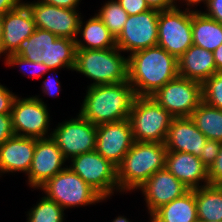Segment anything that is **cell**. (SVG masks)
Segmentation results:
<instances>
[{
  "label": "cell",
  "mask_w": 222,
  "mask_h": 222,
  "mask_svg": "<svg viewBox=\"0 0 222 222\" xmlns=\"http://www.w3.org/2000/svg\"><path fill=\"white\" fill-rule=\"evenodd\" d=\"M178 75V59L159 46L128 55V81L136 96H151Z\"/></svg>",
  "instance_id": "obj_1"
},
{
  "label": "cell",
  "mask_w": 222,
  "mask_h": 222,
  "mask_svg": "<svg viewBox=\"0 0 222 222\" xmlns=\"http://www.w3.org/2000/svg\"><path fill=\"white\" fill-rule=\"evenodd\" d=\"M135 98L129 81L89 86L78 114L95 125L129 119Z\"/></svg>",
  "instance_id": "obj_2"
},
{
  "label": "cell",
  "mask_w": 222,
  "mask_h": 222,
  "mask_svg": "<svg viewBox=\"0 0 222 222\" xmlns=\"http://www.w3.org/2000/svg\"><path fill=\"white\" fill-rule=\"evenodd\" d=\"M165 143L135 141L117 166L120 192L138 189L151 175L165 168Z\"/></svg>",
  "instance_id": "obj_3"
},
{
  "label": "cell",
  "mask_w": 222,
  "mask_h": 222,
  "mask_svg": "<svg viewBox=\"0 0 222 222\" xmlns=\"http://www.w3.org/2000/svg\"><path fill=\"white\" fill-rule=\"evenodd\" d=\"M76 41L57 37L50 31L36 28L13 53L34 62H41L51 71L57 68L73 70L76 58Z\"/></svg>",
  "instance_id": "obj_4"
},
{
  "label": "cell",
  "mask_w": 222,
  "mask_h": 222,
  "mask_svg": "<svg viewBox=\"0 0 222 222\" xmlns=\"http://www.w3.org/2000/svg\"><path fill=\"white\" fill-rule=\"evenodd\" d=\"M119 48L77 49L74 71L94 82L90 86L128 81V57Z\"/></svg>",
  "instance_id": "obj_5"
},
{
  "label": "cell",
  "mask_w": 222,
  "mask_h": 222,
  "mask_svg": "<svg viewBox=\"0 0 222 222\" xmlns=\"http://www.w3.org/2000/svg\"><path fill=\"white\" fill-rule=\"evenodd\" d=\"M173 118L151 96H136L129 115L134 141L165 143Z\"/></svg>",
  "instance_id": "obj_6"
},
{
  "label": "cell",
  "mask_w": 222,
  "mask_h": 222,
  "mask_svg": "<svg viewBox=\"0 0 222 222\" xmlns=\"http://www.w3.org/2000/svg\"><path fill=\"white\" fill-rule=\"evenodd\" d=\"M39 189L64 210L69 207L92 205L105 200L68 166L49 179Z\"/></svg>",
  "instance_id": "obj_7"
},
{
  "label": "cell",
  "mask_w": 222,
  "mask_h": 222,
  "mask_svg": "<svg viewBox=\"0 0 222 222\" xmlns=\"http://www.w3.org/2000/svg\"><path fill=\"white\" fill-rule=\"evenodd\" d=\"M193 45L192 10L181 11L178 7L160 11L157 46L180 58Z\"/></svg>",
  "instance_id": "obj_8"
},
{
  "label": "cell",
  "mask_w": 222,
  "mask_h": 222,
  "mask_svg": "<svg viewBox=\"0 0 222 222\" xmlns=\"http://www.w3.org/2000/svg\"><path fill=\"white\" fill-rule=\"evenodd\" d=\"M151 97L174 118L190 117L202 102V83L178 75Z\"/></svg>",
  "instance_id": "obj_9"
},
{
  "label": "cell",
  "mask_w": 222,
  "mask_h": 222,
  "mask_svg": "<svg viewBox=\"0 0 222 222\" xmlns=\"http://www.w3.org/2000/svg\"><path fill=\"white\" fill-rule=\"evenodd\" d=\"M69 168L78 174L104 199L119 191L117 166L106 160L96 150L82 153L70 159Z\"/></svg>",
  "instance_id": "obj_10"
},
{
  "label": "cell",
  "mask_w": 222,
  "mask_h": 222,
  "mask_svg": "<svg viewBox=\"0 0 222 222\" xmlns=\"http://www.w3.org/2000/svg\"><path fill=\"white\" fill-rule=\"evenodd\" d=\"M50 136L66 160L96 148L97 125L77 115L53 129Z\"/></svg>",
  "instance_id": "obj_11"
},
{
  "label": "cell",
  "mask_w": 222,
  "mask_h": 222,
  "mask_svg": "<svg viewBox=\"0 0 222 222\" xmlns=\"http://www.w3.org/2000/svg\"><path fill=\"white\" fill-rule=\"evenodd\" d=\"M42 100L38 96L15 97L10 113L14 135L36 139L51 137L47 135L50 116Z\"/></svg>",
  "instance_id": "obj_12"
},
{
  "label": "cell",
  "mask_w": 222,
  "mask_h": 222,
  "mask_svg": "<svg viewBox=\"0 0 222 222\" xmlns=\"http://www.w3.org/2000/svg\"><path fill=\"white\" fill-rule=\"evenodd\" d=\"M159 10L150 9L129 15L124 28L116 38V47L130 52L157 46Z\"/></svg>",
  "instance_id": "obj_13"
},
{
  "label": "cell",
  "mask_w": 222,
  "mask_h": 222,
  "mask_svg": "<svg viewBox=\"0 0 222 222\" xmlns=\"http://www.w3.org/2000/svg\"><path fill=\"white\" fill-rule=\"evenodd\" d=\"M24 4L31 12L36 28L50 31L60 38L77 39L81 20L77 9L60 8L39 0Z\"/></svg>",
  "instance_id": "obj_14"
},
{
  "label": "cell",
  "mask_w": 222,
  "mask_h": 222,
  "mask_svg": "<svg viewBox=\"0 0 222 222\" xmlns=\"http://www.w3.org/2000/svg\"><path fill=\"white\" fill-rule=\"evenodd\" d=\"M129 119L97 125L95 150L118 166L134 143Z\"/></svg>",
  "instance_id": "obj_15"
},
{
  "label": "cell",
  "mask_w": 222,
  "mask_h": 222,
  "mask_svg": "<svg viewBox=\"0 0 222 222\" xmlns=\"http://www.w3.org/2000/svg\"><path fill=\"white\" fill-rule=\"evenodd\" d=\"M65 157L51 137L36 139L33 160L28 172V183L32 188L41 187L65 167Z\"/></svg>",
  "instance_id": "obj_16"
},
{
  "label": "cell",
  "mask_w": 222,
  "mask_h": 222,
  "mask_svg": "<svg viewBox=\"0 0 222 222\" xmlns=\"http://www.w3.org/2000/svg\"><path fill=\"white\" fill-rule=\"evenodd\" d=\"M145 196L150 216L161 206L183 196L190 189L166 168L151 175L139 188Z\"/></svg>",
  "instance_id": "obj_17"
},
{
  "label": "cell",
  "mask_w": 222,
  "mask_h": 222,
  "mask_svg": "<svg viewBox=\"0 0 222 222\" xmlns=\"http://www.w3.org/2000/svg\"><path fill=\"white\" fill-rule=\"evenodd\" d=\"M35 30L34 19L24 3L20 7L5 13L3 15V35L0 39L1 53L5 55L13 54L20 43L29 38Z\"/></svg>",
  "instance_id": "obj_18"
},
{
  "label": "cell",
  "mask_w": 222,
  "mask_h": 222,
  "mask_svg": "<svg viewBox=\"0 0 222 222\" xmlns=\"http://www.w3.org/2000/svg\"><path fill=\"white\" fill-rule=\"evenodd\" d=\"M207 140L190 117H181L172 119L165 145L169 152L190 153L200 158Z\"/></svg>",
  "instance_id": "obj_19"
},
{
  "label": "cell",
  "mask_w": 222,
  "mask_h": 222,
  "mask_svg": "<svg viewBox=\"0 0 222 222\" xmlns=\"http://www.w3.org/2000/svg\"><path fill=\"white\" fill-rule=\"evenodd\" d=\"M165 168L190 190L209 185L208 168L193 154L167 151Z\"/></svg>",
  "instance_id": "obj_20"
},
{
  "label": "cell",
  "mask_w": 222,
  "mask_h": 222,
  "mask_svg": "<svg viewBox=\"0 0 222 222\" xmlns=\"http://www.w3.org/2000/svg\"><path fill=\"white\" fill-rule=\"evenodd\" d=\"M36 138L12 136L0 146V174L25 172L33 160Z\"/></svg>",
  "instance_id": "obj_21"
},
{
  "label": "cell",
  "mask_w": 222,
  "mask_h": 222,
  "mask_svg": "<svg viewBox=\"0 0 222 222\" xmlns=\"http://www.w3.org/2000/svg\"><path fill=\"white\" fill-rule=\"evenodd\" d=\"M179 76L203 83L217 73L212 51L192 45L178 58Z\"/></svg>",
  "instance_id": "obj_22"
},
{
  "label": "cell",
  "mask_w": 222,
  "mask_h": 222,
  "mask_svg": "<svg viewBox=\"0 0 222 222\" xmlns=\"http://www.w3.org/2000/svg\"><path fill=\"white\" fill-rule=\"evenodd\" d=\"M150 218L155 222H198L194 189L161 206Z\"/></svg>",
  "instance_id": "obj_23"
},
{
  "label": "cell",
  "mask_w": 222,
  "mask_h": 222,
  "mask_svg": "<svg viewBox=\"0 0 222 222\" xmlns=\"http://www.w3.org/2000/svg\"><path fill=\"white\" fill-rule=\"evenodd\" d=\"M192 39L193 45L213 52L222 44V24L193 10Z\"/></svg>",
  "instance_id": "obj_24"
},
{
  "label": "cell",
  "mask_w": 222,
  "mask_h": 222,
  "mask_svg": "<svg viewBox=\"0 0 222 222\" xmlns=\"http://www.w3.org/2000/svg\"><path fill=\"white\" fill-rule=\"evenodd\" d=\"M82 20L83 18L80 20L78 34L82 35L83 40L78 38L75 40L77 49H109L116 47L115 37L96 14L86 21L85 25H83Z\"/></svg>",
  "instance_id": "obj_25"
},
{
  "label": "cell",
  "mask_w": 222,
  "mask_h": 222,
  "mask_svg": "<svg viewBox=\"0 0 222 222\" xmlns=\"http://www.w3.org/2000/svg\"><path fill=\"white\" fill-rule=\"evenodd\" d=\"M198 221L222 220V185L194 189Z\"/></svg>",
  "instance_id": "obj_26"
},
{
  "label": "cell",
  "mask_w": 222,
  "mask_h": 222,
  "mask_svg": "<svg viewBox=\"0 0 222 222\" xmlns=\"http://www.w3.org/2000/svg\"><path fill=\"white\" fill-rule=\"evenodd\" d=\"M195 126L207 139L222 142V110L201 102L190 115Z\"/></svg>",
  "instance_id": "obj_27"
},
{
  "label": "cell",
  "mask_w": 222,
  "mask_h": 222,
  "mask_svg": "<svg viewBox=\"0 0 222 222\" xmlns=\"http://www.w3.org/2000/svg\"><path fill=\"white\" fill-rule=\"evenodd\" d=\"M96 15L101 19L115 39L122 32L129 16L117 0L107 1Z\"/></svg>",
  "instance_id": "obj_28"
},
{
  "label": "cell",
  "mask_w": 222,
  "mask_h": 222,
  "mask_svg": "<svg viewBox=\"0 0 222 222\" xmlns=\"http://www.w3.org/2000/svg\"><path fill=\"white\" fill-rule=\"evenodd\" d=\"M37 205V206H36ZM28 211L27 222H63L64 209L46 196Z\"/></svg>",
  "instance_id": "obj_29"
},
{
  "label": "cell",
  "mask_w": 222,
  "mask_h": 222,
  "mask_svg": "<svg viewBox=\"0 0 222 222\" xmlns=\"http://www.w3.org/2000/svg\"><path fill=\"white\" fill-rule=\"evenodd\" d=\"M202 101L222 110V72H217L202 83Z\"/></svg>",
  "instance_id": "obj_30"
},
{
  "label": "cell",
  "mask_w": 222,
  "mask_h": 222,
  "mask_svg": "<svg viewBox=\"0 0 222 222\" xmlns=\"http://www.w3.org/2000/svg\"><path fill=\"white\" fill-rule=\"evenodd\" d=\"M6 58V65L8 66H12L14 67V65H19V66H30L32 68L35 67V69L37 68V72H33L30 73L31 76L38 78L39 76H43L44 73H46L47 71H50L51 69L46 66L44 63L41 62H34V61H29L23 57H21L20 55H16V54H9L5 56ZM22 68V67H20ZM29 70V68H28ZM23 71H25L23 69ZM22 71V72H23ZM33 71V70H32ZM35 71V70H34ZM24 73V72H23ZM34 74V75H33Z\"/></svg>",
  "instance_id": "obj_31"
},
{
  "label": "cell",
  "mask_w": 222,
  "mask_h": 222,
  "mask_svg": "<svg viewBox=\"0 0 222 222\" xmlns=\"http://www.w3.org/2000/svg\"><path fill=\"white\" fill-rule=\"evenodd\" d=\"M221 142L208 139L200 153V159L203 164L209 169L214 163L220 150Z\"/></svg>",
  "instance_id": "obj_32"
},
{
  "label": "cell",
  "mask_w": 222,
  "mask_h": 222,
  "mask_svg": "<svg viewBox=\"0 0 222 222\" xmlns=\"http://www.w3.org/2000/svg\"><path fill=\"white\" fill-rule=\"evenodd\" d=\"M209 185H222V142L219 154L208 169Z\"/></svg>",
  "instance_id": "obj_33"
},
{
  "label": "cell",
  "mask_w": 222,
  "mask_h": 222,
  "mask_svg": "<svg viewBox=\"0 0 222 222\" xmlns=\"http://www.w3.org/2000/svg\"><path fill=\"white\" fill-rule=\"evenodd\" d=\"M128 15H136L150 10L145 0H117Z\"/></svg>",
  "instance_id": "obj_34"
},
{
  "label": "cell",
  "mask_w": 222,
  "mask_h": 222,
  "mask_svg": "<svg viewBox=\"0 0 222 222\" xmlns=\"http://www.w3.org/2000/svg\"><path fill=\"white\" fill-rule=\"evenodd\" d=\"M16 95L0 84V114H10Z\"/></svg>",
  "instance_id": "obj_35"
},
{
  "label": "cell",
  "mask_w": 222,
  "mask_h": 222,
  "mask_svg": "<svg viewBox=\"0 0 222 222\" xmlns=\"http://www.w3.org/2000/svg\"><path fill=\"white\" fill-rule=\"evenodd\" d=\"M14 136L12 118L10 114H0V146Z\"/></svg>",
  "instance_id": "obj_36"
},
{
  "label": "cell",
  "mask_w": 222,
  "mask_h": 222,
  "mask_svg": "<svg viewBox=\"0 0 222 222\" xmlns=\"http://www.w3.org/2000/svg\"><path fill=\"white\" fill-rule=\"evenodd\" d=\"M204 4H206L208 12L202 13L222 24V0H206Z\"/></svg>",
  "instance_id": "obj_37"
},
{
  "label": "cell",
  "mask_w": 222,
  "mask_h": 222,
  "mask_svg": "<svg viewBox=\"0 0 222 222\" xmlns=\"http://www.w3.org/2000/svg\"><path fill=\"white\" fill-rule=\"evenodd\" d=\"M150 9L166 11L177 7L176 0H145Z\"/></svg>",
  "instance_id": "obj_38"
},
{
  "label": "cell",
  "mask_w": 222,
  "mask_h": 222,
  "mask_svg": "<svg viewBox=\"0 0 222 222\" xmlns=\"http://www.w3.org/2000/svg\"><path fill=\"white\" fill-rule=\"evenodd\" d=\"M55 79V78H54ZM60 83L58 79L53 80L51 77H48L47 79L44 80L43 86H42V91L46 95L48 94L49 96H57L60 91Z\"/></svg>",
  "instance_id": "obj_39"
},
{
  "label": "cell",
  "mask_w": 222,
  "mask_h": 222,
  "mask_svg": "<svg viewBox=\"0 0 222 222\" xmlns=\"http://www.w3.org/2000/svg\"><path fill=\"white\" fill-rule=\"evenodd\" d=\"M39 1L60 8L76 9L78 7L80 0H39Z\"/></svg>",
  "instance_id": "obj_40"
},
{
  "label": "cell",
  "mask_w": 222,
  "mask_h": 222,
  "mask_svg": "<svg viewBox=\"0 0 222 222\" xmlns=\"http://www.w3.org/2000/svg\"><path fill=\"white\" fill-rule=\"evenodd\" d=\"M23 3L21 0H0V15L20 7Z\"/></svg>",
  "instance_id": "obj_41"
},
{
  "label": "cell",
  "mask_w": 222,
  "mask_h": 222,
  "mask_svg": "<svg viewBox=\"0 0 222 222\" xmlns=\"http://www.w3.org/2000/svg\"><path fill=\"white\" fill-rule=\"evenodd\" d=\"M217 72H222V44L213 51Z\"/></svg>",
  "instance_id": "obj_42"
},
{
  "label": "cell",
  "mask_w": 222,
  "mask_h": 222,
  "mask_svg": "<svg viewBox=\"0 0 222 222\" xmlns=\"http://www.w3.org/2000/svg\"><path fill=\"white\" fill-rule=\"evenodd\" d=\"M186 2V4L188 6H194V5H197L198 3L200 4V2H205L206 0H183Z\"/></svg>",
  "instance_id": "obj_43"
},
{
  "label": "cell",
  "mask_w": 222,
  "mask_h": 222,
  "mask_svg": "<svg viewBox=\"0 0 222 222\" xmlns=\"http://www.w3.org/2000/svg\"><path fill=\"white\" fill-rule=\"evenodd\" d=\"M112 222H129L128 219H126L124 216H118L117 218H115Z\"/></svg>",
  "instance_id": "obj_44"
},
{
  "label": "cell",
  "mask_w": 222,
  "mask_h": 222,
  "mask_svg": "<svg viewBox=\"0 0 222 222\" xmlns=\"http://www.w3.org/2000/svg\"><path fill=\"white\" fill-rule=\"evenodd\" d=\"M3 35V15H0V39Z\"/></svg>",
  "instance_id": "obj_45"
},
{
  "label": "cell",
  "mask_w": 222,
  "mask_h": 222,
  "mask_svg": "<svg viewBox=\"0 0 222 222\" xmlns=\"http://www.w3.org/2000/svg\"><path fill=\"white\" fill-rule=\"evenodd\" d=\"M198 222H222V220H219V221H198Z\"/></svg>",
  "instance_id": "obj_46"
}]
</instances>
